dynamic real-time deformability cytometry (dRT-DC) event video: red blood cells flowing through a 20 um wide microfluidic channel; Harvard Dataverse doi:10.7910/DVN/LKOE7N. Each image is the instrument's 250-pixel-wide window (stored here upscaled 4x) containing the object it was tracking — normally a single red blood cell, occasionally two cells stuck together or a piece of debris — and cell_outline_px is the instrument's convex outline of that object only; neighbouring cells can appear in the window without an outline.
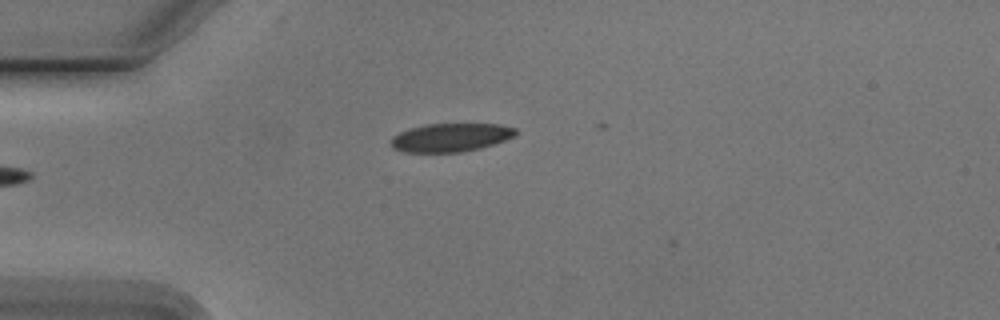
{"species": "Egyptian fruit bat (a non-hibernating species)", "species_latin": "Rousettus aegyptiacus", "temperature_condition": "cold", "stored_images_in_passage": 14, "camera_frame_rate_fps": 3000, "um_per_image_px": 0.085, "animal": {"sex": "male"}, "frame": {"image": 1, "passage_image": 8, "time_ms": 2.333, "image_size_px": [1000, 320], "cell_outline_px": [[516, 132], [512, 136], [504, 140], [480, 148], [460, 152], [404, 152], [392, 148], [388, 140], [392, 136], [400, 132], [412, 128], [428, 124], [500, 124], [516, 128]], "centroid_in_image_um": [38.25, 11.69], "position_along_channel_um": 46.8, "area_um2": 20.52}}
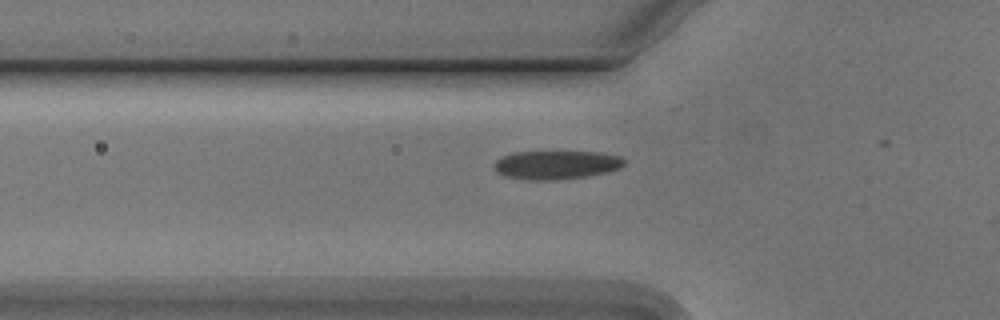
{"frame": {"image": 2, "passage_image": 12, "time_ms": 3.667, "image_size_px": [1000, 320], "cell_outline_px": [[628, 160], [620, 168], [608, 172], [592, 176], [552, 180], [532, 180], [508, 176], [496, 172], [496, 160], [500, 156], [512, 152], [600, 152], [620, 156]], "centroid_in_image_um": [47.35, 14.01], "position_along_channel_um": 78.4, "area_um2": 21.79}}